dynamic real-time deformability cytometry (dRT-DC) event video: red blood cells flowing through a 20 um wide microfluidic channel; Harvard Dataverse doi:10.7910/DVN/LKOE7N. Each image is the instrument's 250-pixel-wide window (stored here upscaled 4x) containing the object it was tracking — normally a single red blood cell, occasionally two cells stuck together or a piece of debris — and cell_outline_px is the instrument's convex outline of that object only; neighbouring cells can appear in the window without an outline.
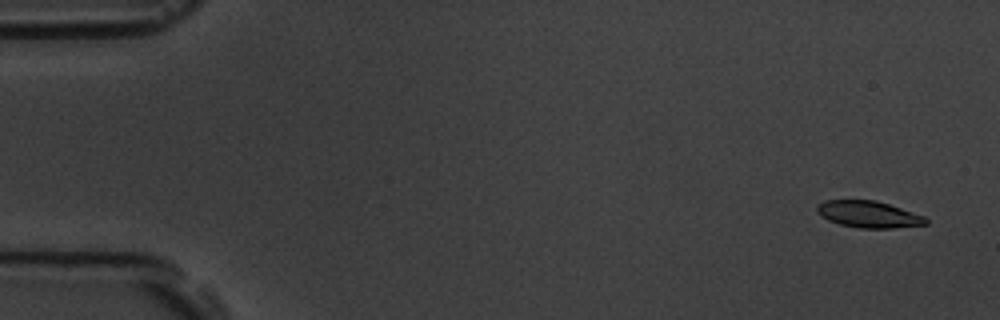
{"species": "common noctule bat (a hibernating species)", "species_latin": "Nyctalus noctula", "temperature_condition": "room temperature", "stored_images_in_passage": 5, "camera_frame_rate_fps": 3000, "um_per_image_px": 0.085, "animal": {"sex": "male", "body_mass_g": 19.5, "forearm_length_mm": 54.6}, "frame": {"image": 1, "passage_image": 1, "time_ms": 0.0, "image_size_px": [1000, 320], "cell_outline_px": [[928, 224], [892, 228], [860, 228], [840, 224], [828, 220], [820, 216], [816, 212], [816, 204], [824, 200], [876, 200], [924, 216], [928, 220]], "centroid_in_image_um": [73.78, 18.21], "position_along_channel_um": 11.2, "area_um2": 16.94}}
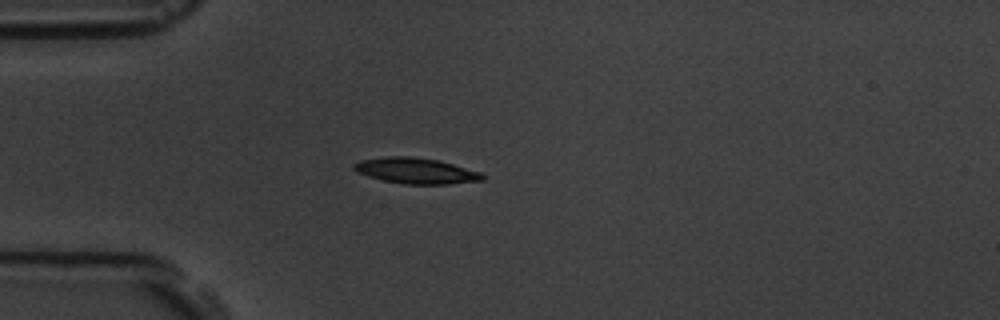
{"frame": {"image": 2, "passage_image": 4, "time_ms": 1.0, "image_size_px": [1000, 320], "cell_outline_px": [[484, 180], [448, 184], [404, 184], [384, 180], [368, 176], [356, 172], [352, 168], [352, 164], [360, 160], [388, 156], [408, 156], [436, 160], [452, 164], [480, 172], [484, 176]], "centroid_in_image_um": [35.31, 14.52], "position_along_channel_um": 49.7, "area_um2": 19.13}}